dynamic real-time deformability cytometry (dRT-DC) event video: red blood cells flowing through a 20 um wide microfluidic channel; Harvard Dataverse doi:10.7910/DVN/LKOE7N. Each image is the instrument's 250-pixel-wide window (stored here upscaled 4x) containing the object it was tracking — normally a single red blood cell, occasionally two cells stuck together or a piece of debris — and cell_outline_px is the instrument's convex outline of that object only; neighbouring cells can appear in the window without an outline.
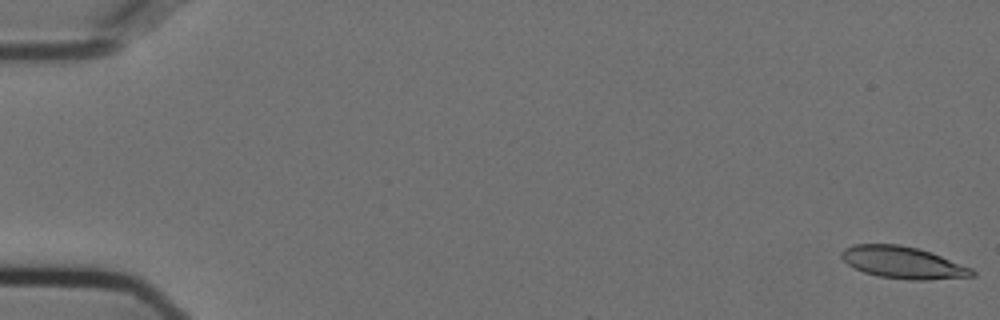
{"species": "Egyptian fruit bat (a non-hibernating species)", "species_latin": "Rousettus aegyptiacus", "temperature_condition": "cold", "stored_images_in_passage": 6, "camera_frame_rate_fps": 3000, "um_per_image_px": 0.085, "animal": {"sex": "female"}, "frame": {"image": 1, "passage_image": 1, "time_ms": 0.0, "image_size_px": [1000, 320], "cell_outline_px": [[976, 276], [924, 280], [912, 280], [876, 276], [852, 268], [840, 256], [840, 252], [844, 248], [852, 244], [900, 244], [932, 252], [972, 268], [976, 272]], "centroid_in_image_um": [76.74, 22.31], "position_along_channel_um": 8.3, "area_um2": 24.57}}